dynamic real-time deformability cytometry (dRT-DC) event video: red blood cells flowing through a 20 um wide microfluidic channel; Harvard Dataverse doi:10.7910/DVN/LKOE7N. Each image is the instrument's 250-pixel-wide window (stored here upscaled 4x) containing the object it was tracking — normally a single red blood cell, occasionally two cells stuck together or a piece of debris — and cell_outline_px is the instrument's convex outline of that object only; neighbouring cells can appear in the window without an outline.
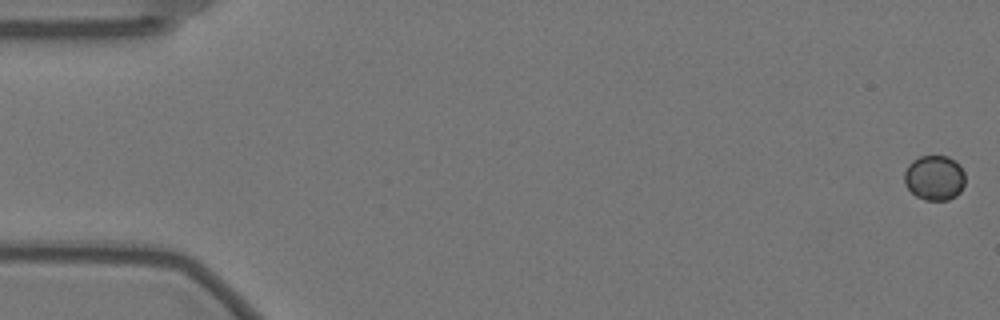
{"species": "Egyptian fruit bat (a non-hibernating species)", "species_latin": "Rousettus aegyptiacus", "temperature_condition": "warm", "stored_images_in_passage": 58, "camera_frame_rate_fps": 3000, "um_per_image_px": 0.085, "animal": {"sex": "female"}, "frame": {"image": 1, "passage_image": 1, "time_ms": 0.0, "image_size_px": [1000, 320], "cell_outline_px": [[964, 184], [960, 192], [956, 196], [948, 200], [924, 200], [916, 196], [904, 184], [904, 172], [908, 164], [912, 160], [920, 156], [948, 156], [956, 160], [960, 164], [964, 172]], "centroid_in_image_um": [79.43, 15.1], "position_along_channel_um": 5.6, "area_um2": 16.18}}
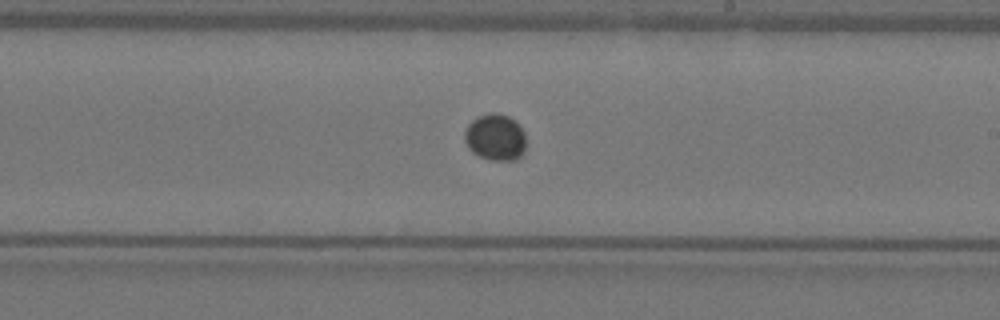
{"frame": {"image": 2, "passage_image": 34, "time_ms": 11.0, "image_size_px": [1000, 320], "cell_outline_px": [[524, 152], [516, 160], [492, 160], [480, 156], [472, 152], [468, 148], [464, 140], [464, 132], [468, 124], [476, 116], [496, 112], [508, 116], [520, 124], [524, 132]], "centroid_in_image_um": [42.09, 11.66], "position_along_channel_um": 246.9, "area_um2": 16.76}}
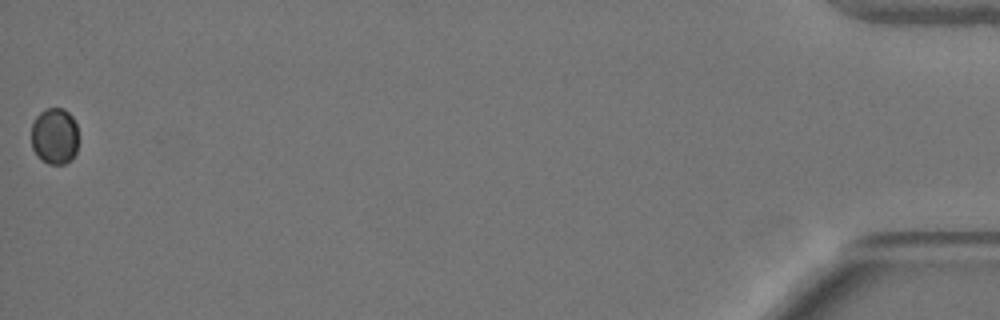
{"frame": {"image": 3, "passage_image": 58, "time_ms": 19.0, "image_size_px": [1000, 320], "cell_outline_px": [[76, 152], [72, 160], [64, 164], [48, 164], [40, 160], [36, 156], [32, 148], [32, 124], [36, 116], [44, 108], [64, 108], [72, 116], [76, 124]], "centroid_in_image_um": [4.62, 11.58], "position_along_channel_um": 430.6, "area_um2": 15.66}}